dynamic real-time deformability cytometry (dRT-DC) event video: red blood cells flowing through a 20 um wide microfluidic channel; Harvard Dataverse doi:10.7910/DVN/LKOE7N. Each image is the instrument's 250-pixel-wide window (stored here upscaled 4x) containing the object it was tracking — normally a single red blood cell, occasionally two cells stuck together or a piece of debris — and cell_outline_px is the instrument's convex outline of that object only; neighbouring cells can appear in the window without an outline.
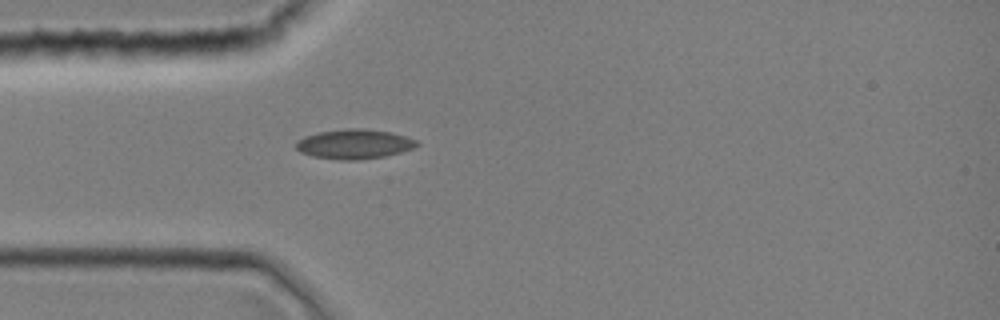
{"species": "common noctule bat (a hibernating species)", "species_latin": "Nyctalus noctula", "temperature_condition": "room temperature", "stored_images_in_passage": 1, "camera_frame_rate_fps": 3000, "um_per_image_px": 0.085, "animal": {"sex": "female", "body_mass_g": 19.0, "forearm_length_mm": 51.5}, "frame": {"image": 1, "passage_image": 1, "time_ms": 0.0, "image_size_px": [1000, 320], "cell_outline_px": [[420, 144], [412, 148], [400, 152], [384, 156], [356, 160], [340, 160], [312, 156], [300, 152], [296, 148], [296, 140], [304, 136], [320, 132], [344, 128], [364, 128], [392, 132], [416, 140]], "centroid_in_image_um": [30.09, 12.23], "position_along_channel_um": 54.9, "area_um2": 20.87}}